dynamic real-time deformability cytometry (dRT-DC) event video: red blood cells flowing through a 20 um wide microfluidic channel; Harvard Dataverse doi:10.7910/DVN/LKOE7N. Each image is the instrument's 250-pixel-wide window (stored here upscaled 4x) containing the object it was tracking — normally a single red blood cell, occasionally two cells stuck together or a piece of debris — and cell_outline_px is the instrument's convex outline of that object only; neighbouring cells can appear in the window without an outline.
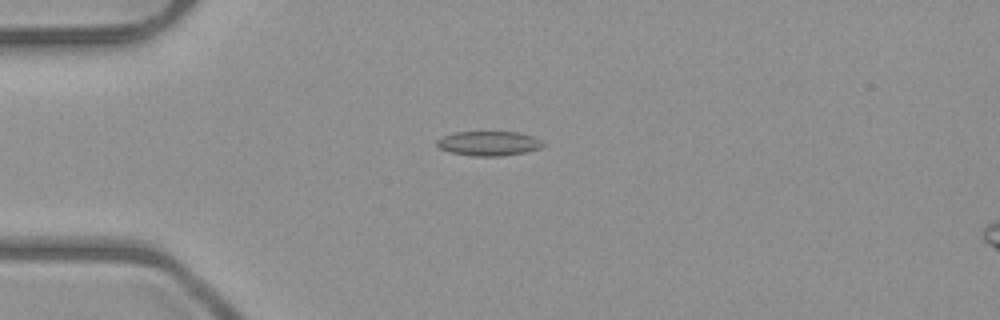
{"species": "common noctule bat (a hibernating species)", "species_latin": "Nyctalus noctula", "temperature_condition": "room temperature", "stored_images_in_passage": 5, "camera_frame_rate_fps": 3000, "um_per_image_px": 0.085, "animal": {"sex": "male", "body_mass_g": 23.1, "forearm_length_mm": 52.7}, "frame": {"image": 1, "passage_image": 4, "time_ms": 3.333, "image_size_px": [1000, 320], "cell_outline_px": [[544, 144], [540, 148], [524, 152], [500, 156], [476, 156], [452, 152], [440, 148], [436, 144], [436, 140], [452, 132], [516, 132], [532, 136], [540, 140]], "centroid_in_image_um": [41.52, 12.18], "position_along_channel_um": 43.5, "area_um2": 14.91}}